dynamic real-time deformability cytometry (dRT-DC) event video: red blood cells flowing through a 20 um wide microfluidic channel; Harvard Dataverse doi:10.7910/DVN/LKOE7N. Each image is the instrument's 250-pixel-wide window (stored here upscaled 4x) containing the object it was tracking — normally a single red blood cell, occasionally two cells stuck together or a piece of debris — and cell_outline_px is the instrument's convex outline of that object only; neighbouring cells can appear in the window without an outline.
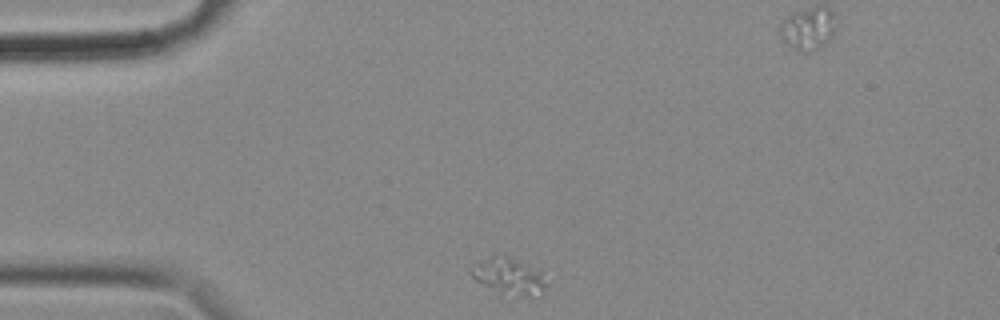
{"species": "common noctule bat (a hibernating species)", "species_latin": "Nyctalus noctula", "temperature_condition": "cold", "stored_images_in_passage": 36, "camera_frame_rate_fps": 3000, "um_per_image_px": 0.085, "animal": {"sex": "female", "body_mass_g": 18.4}, "frame": {"image": 1, "passage_image": 1, "time_ms": 0.0, "image_size_px": [1000, 320], "cell_outline_px": [[544, 296], [528, 296], [484, 284], [476, 280], [468, 272], [476, 264], [496, 252], [508, 256], [540, 272], [544, 284]], "centroid_in_image_um": [43.24, 23.41], "position_along_channel_um": 41.8, "area_um2": 14.8}}
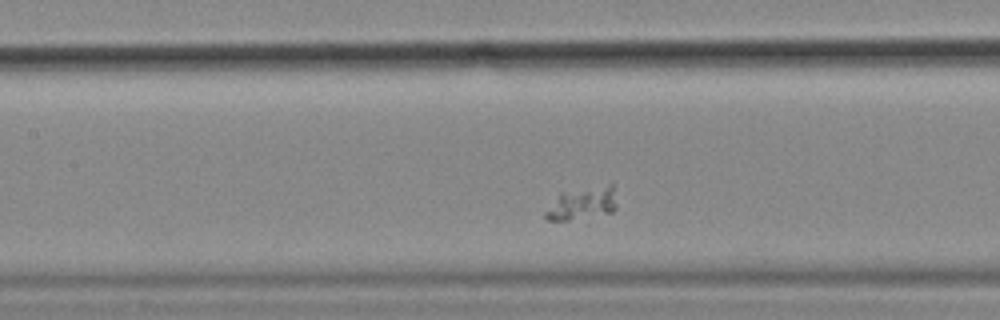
{"frame": {"image": 2, "passage_image": 14, "time_ms": 4.333, "image_size_px": [1000, 320], "cell_outline_px": [[616, 208], [612, 212], [568, 220], [548, 220], [544, 216], [544, 212], [560, 192], [608, 184], [612, 184], [616, 204]], "centroid_in_image_um": [49.47, 17.28], "position_along_channel_um": 157.9, "area_um2": 13.35}}
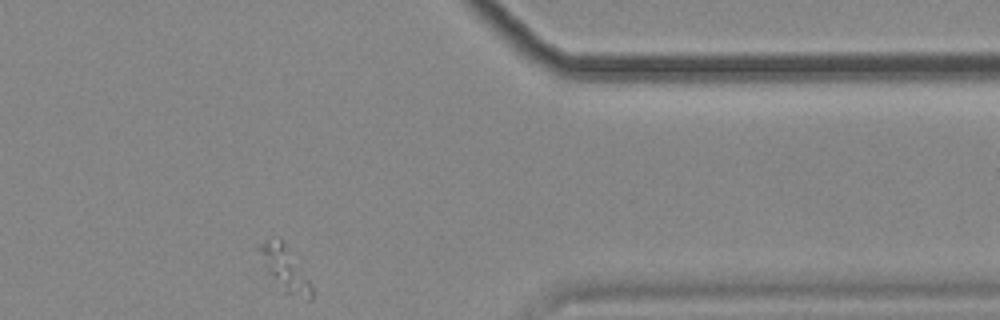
{"frame": {"image": 3, "passage_image": 36, "time_ms": 11.667, "image_size_px": [1000, 320], "cell_outline_px": [[312, 300], [308, 300], [284, 292], [268, 272], [256, 248], [260, 244], [268, 240], [280, 240], [284, 244], [308, 280], [312, 288]], "centroid_in_image_um": [24.2, 22.88], "position_along_channel_um": 387.2, "area_um2": 12.6}}